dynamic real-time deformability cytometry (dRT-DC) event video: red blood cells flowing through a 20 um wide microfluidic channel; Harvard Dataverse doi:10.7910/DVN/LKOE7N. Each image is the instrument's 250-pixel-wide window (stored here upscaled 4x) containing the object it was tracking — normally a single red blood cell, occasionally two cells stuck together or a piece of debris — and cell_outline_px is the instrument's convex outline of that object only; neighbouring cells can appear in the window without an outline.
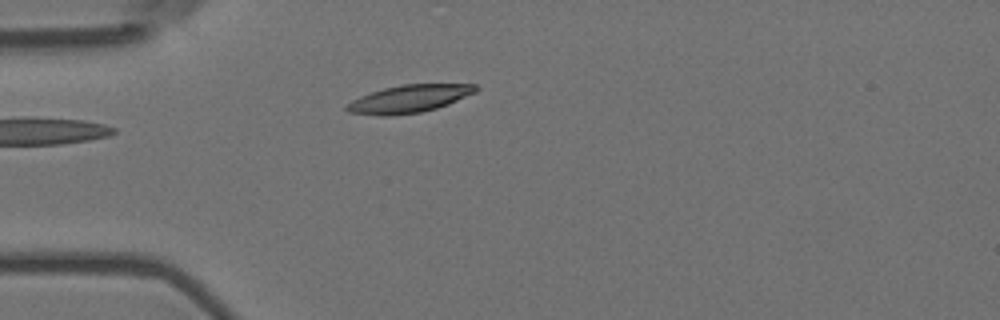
{"species": "Egyptian fruit bat (a non-hibernating species)", "species_latin": "Rousettus aegyptiacus", "temperature_condition": "room temperature", "stored_images_in_passage": 4, "camera_frame_rate_fps": 3000, "um_per_image_px": 0.085, "animal": {"sex": "female"}, "frame": {"image": 1, "passage_image": 4, "time_ms": 1.0, "image_size_px": [1000, 320], "cell_outline_px": [[480, 88], [476, 92], [448, 104], [436, 108], [420, 112], [392, 116], [380, 116], [348, 112], [344, 108], [352, 100], [360, 96], [384, 88], [400, 84], [476, 84]], "centroid_in_image_um": [34.78, 8.4], "position_along_channel_um": 50.2, "area_um2": 20.81}}